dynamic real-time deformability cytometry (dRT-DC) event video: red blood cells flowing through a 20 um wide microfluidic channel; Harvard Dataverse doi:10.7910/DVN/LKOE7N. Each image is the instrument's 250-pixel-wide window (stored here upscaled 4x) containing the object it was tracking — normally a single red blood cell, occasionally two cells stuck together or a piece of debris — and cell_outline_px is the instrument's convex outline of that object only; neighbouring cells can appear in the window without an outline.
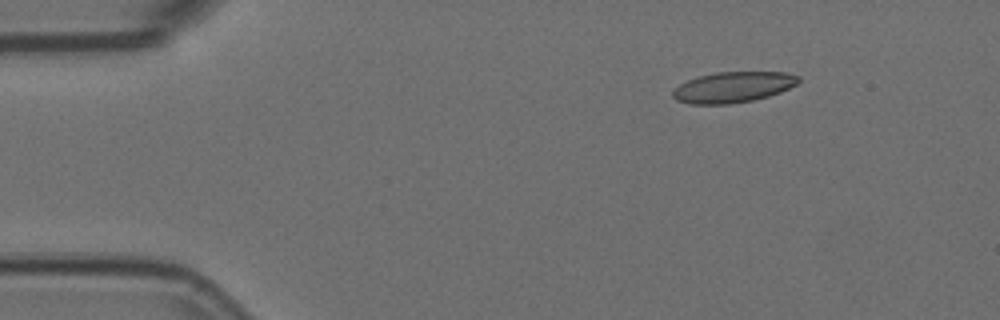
{"species": "Egyptian fruit bat (a non-hibernating species)", "species_latin": "Rousettus aegyptiacus", "temperature_condition": "room temperature", "stored_images_in_passage": 3, "camera_frame_rate_fps": 3000, "um_per_image_px": 0.085, "animal": {"sex": "female"}, "frame": {"image": 1, "passage_image": 1, "time_ms": 0.0, "image_size_px": [1000, 320], "cell_outline_px": [[800, 80], [796, 84], [780, 92], [768, 96], [752, 100], [728, 104], [688, 104], [676, 100], [672, 96], [672, 92], [680, 84], [688, 80], [700, 76], [716, 72], [788, 72], [800, 76]], "centroid_in_image_um": [62.31, 7.41], "position_along_channel_um": 22.7, "area_um2": 22.43}}